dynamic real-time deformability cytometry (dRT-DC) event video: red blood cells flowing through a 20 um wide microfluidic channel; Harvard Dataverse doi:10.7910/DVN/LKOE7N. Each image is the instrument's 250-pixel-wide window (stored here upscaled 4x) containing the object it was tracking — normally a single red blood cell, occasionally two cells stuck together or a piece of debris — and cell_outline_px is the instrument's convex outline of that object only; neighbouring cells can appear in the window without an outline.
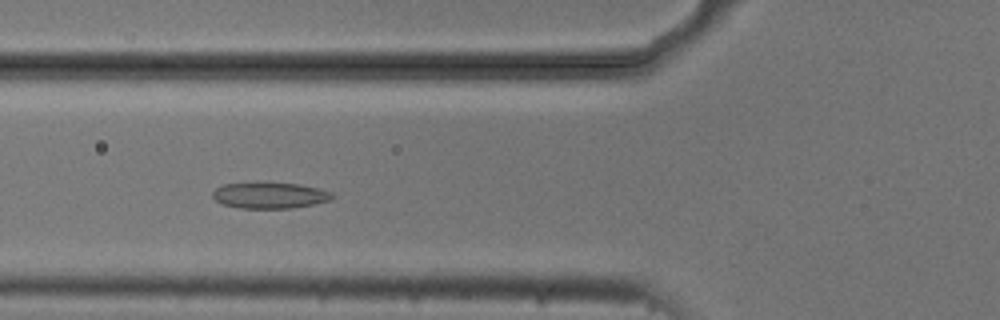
{"species": "common noctule bat (a hibernating species)", "species_latin": "Nyctalus noctula", "temperature_condition": "cold", "stored_images_in_passage": 37, "camera_frame_rate_fps": 3000, "um_per_image_px": 0.085, "animal": {"sex": "male", "body_mass_g": 20.5, "forearm_length_mm": 52.5}, "frame": {"image": 1, "passage_image": 3, "time_ms": 0.667, "image_size_px": [1000, 320], "cell_outline_px": [[336, 196], [332, 200], [292, 208], [240, 208], [224, 204], [216, 200], [212, 196], [212, 192], [216, 188], [224, 184], [296, 184], [320, 188], [332, 192]], "centroid_in_image_um": [22.99, 16.63], "position_along_channel_um": 102.8, "area_um2": 17.74}}
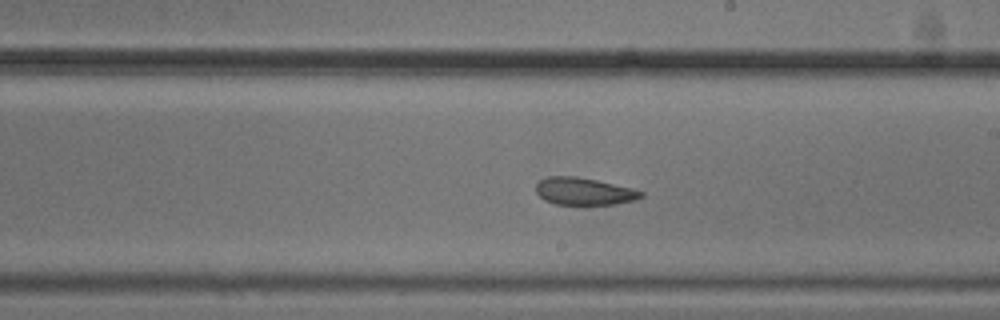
{"frame": {"image": 2, "passage_image": 14, "time_ms": 4.333, "image_size_px": [1000, 320], "cell_outline_px": [[644, 196], [636, 200], [616, 204], [584, 208], [580, 208], [556, 204], [544, 200], [536, 192], [536, 184], [540, 180], [548, 176], [576, 176], [596, 180], [632, 188], [644, 192]], "centroid_in_image_um": [49.65, 16.32], "position_along_channel_um": 239.3, "area_um2": 17.63}}
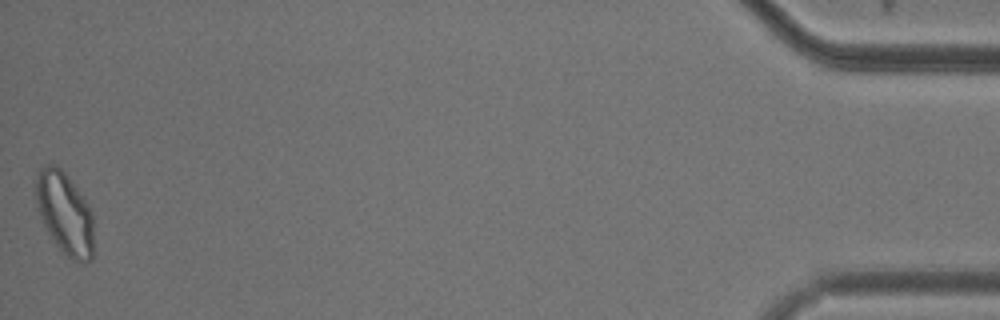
{"frame": {"image": 3, "passage_image": 37, "time_ms": 12.0, "image_size_px": [1000, 320], "cell_outline_px": [[92, 260], [84, 264], [80, 264], [72, 260], [56, 244], [48, 232], [36, 208], [36, 180], [40, 168], [44, 164], [56, 164], [64, 172], [88, 204], [92, 212]], "centroid_in_image_um": [5.5, 18.13], "position_along_channel_um": 429.7, "area_um2": 27.51}}